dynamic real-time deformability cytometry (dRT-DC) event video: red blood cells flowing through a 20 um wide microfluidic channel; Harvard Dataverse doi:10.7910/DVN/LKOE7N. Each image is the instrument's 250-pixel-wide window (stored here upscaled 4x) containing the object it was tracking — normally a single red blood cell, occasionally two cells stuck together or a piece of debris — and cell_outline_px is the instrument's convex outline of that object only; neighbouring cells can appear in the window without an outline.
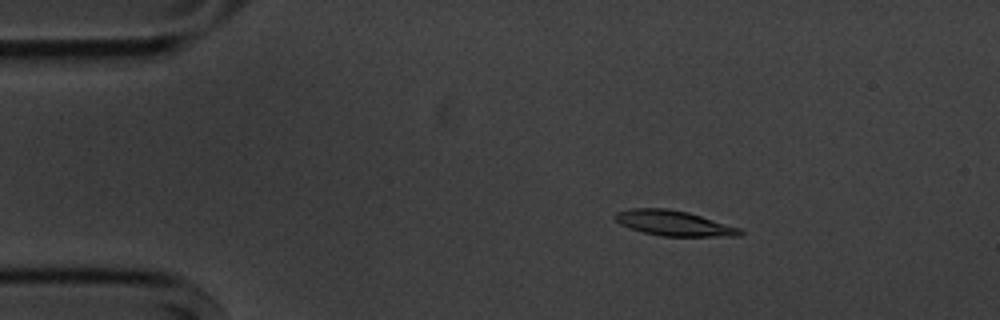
{"species": "common noctule bat (a hibernating species)", "species_latin": "Nyctalus noctula", "temperature_condition": "cold", "stored_images_in_passage": 55, "camera_frame_rate_fps": 3000, "um_per_image_px": 0.085, "animal": {"sex": "male", "body_mass_g": 20.1, "forearm_length_mm": 53.5}, "frame": {"image": 1, "passage_image": 9, "time_ms": 2.667, "image_size_px": [1000, 320], "cell_outline_px": [[744, 232], [740, 236], [660, 236], [644, 232], [620, 224], [616, 220], [616, 212], [632, 208], [668, 208], [688, 212], [740, 228]], "centroid_in_image_um": [57.3, 18.97], "position_along_channel_um": 27.7, "area_um2": 18.15}}
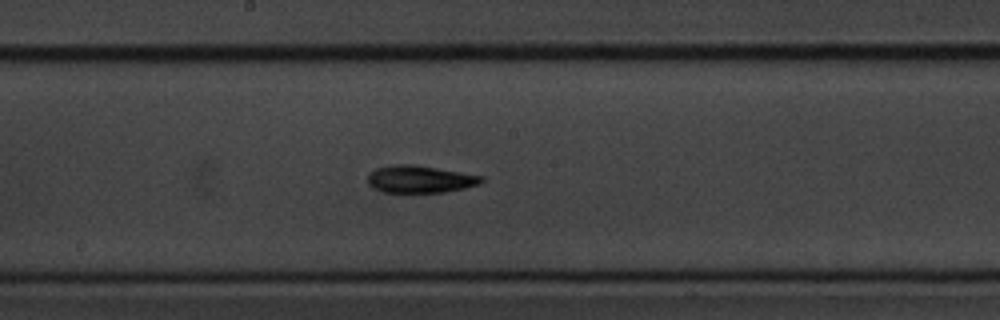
{"frame": {"image": 2, "passage_image": 29, "time_ms": 9.333, "image_size_px": [1000, 320], "cell_outline_px": [[484, 180], [480, 184], [464, 188], [444, 192], [400, 196], [380, 192], [372, 188], [368, 184], [368, 172], [376, 168], [392, 164], [412, 164], [484, 176]], "centroid_in_image_um": [35.61, 15.29], "position_along_channel_um": 212.6, "area_um2": 19.13}}
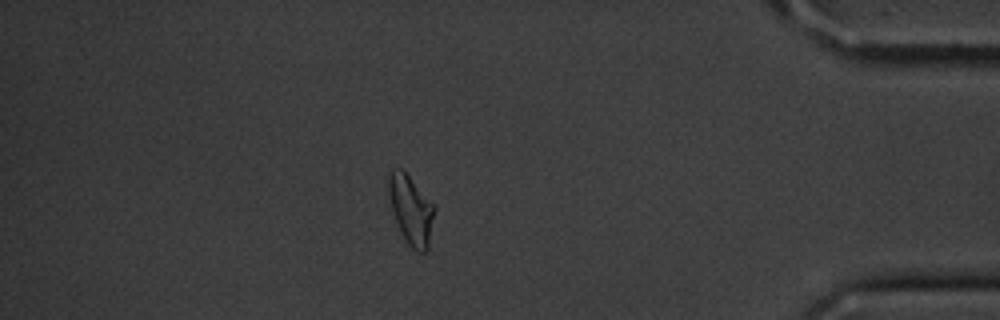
{"frame": {"image": 3, "passage_image": 48, "time_ms": 15.667, "image_size_px": [1000, 320], "cell_outline_px": [[436, 208], [428, 248], [424, 252], [416, 252], [408, 244], [400, 232], [392, 208], [388, 192], [388, 176], [392, 168], [400, 168], [436, 204]], "centroid_in_image_um": [34.96, 17.84], "position_along_channel_um": 400.2, "area_um2": 18.5}, "authors_computed_cell_mechanics": {"area_um2": 18.1492, "velocity_mm_per_s": 3.5864, "shape_relaxation_time_tau1_ms": 2.3061, "shape_relaxation_time_tau2_ms": 9.9718, "deformation_change_tau1": 0.1052, "deformation_change_tau2": 0.1772}}